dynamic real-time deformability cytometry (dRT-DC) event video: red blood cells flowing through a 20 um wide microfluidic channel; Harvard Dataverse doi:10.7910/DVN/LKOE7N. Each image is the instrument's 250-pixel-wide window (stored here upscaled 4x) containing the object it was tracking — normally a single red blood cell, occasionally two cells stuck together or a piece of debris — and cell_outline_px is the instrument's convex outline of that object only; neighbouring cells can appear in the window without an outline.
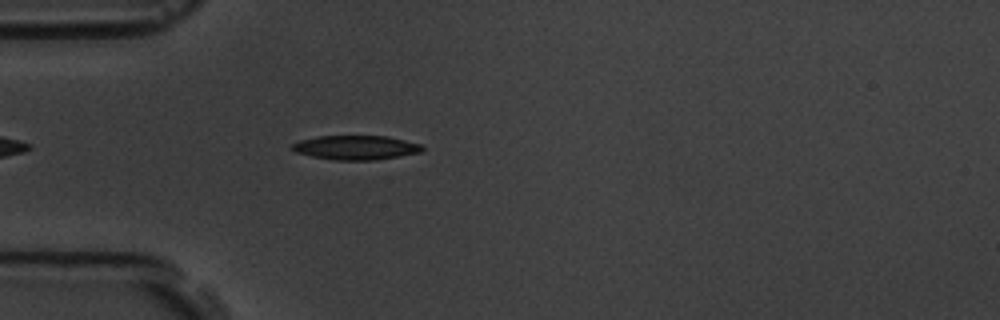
{"species": "common noctule bat (a hibernating species)", "species_latin": "Nyctalus noctula", "temperature_condition": "room temperature", "stored_images_in_passage": 41, "camera_frame_rate_fps": 3000, "um_per_image_px": 0.085, "animal": {"sex": "male", "body_mass_g": 19.5, "forearm_length_mm": 54.6}, "frame": {"image": 1, "passage_image": 7, "time_ms": 2.0, "image_size_px": [1000, 320], "cell_outline_px": [[424, 148], [420, 152], [400, 156], [376, 160], [336, 160], [312, 156], [296, 152], [288, 148], [292, 144], [300, 140], [316, 136], [388, 136], [420, 144]], "centroid_in_image_um": [30.22, 12.54], "position_along_channel_um": 54.8, "area_um2": 18.38}}
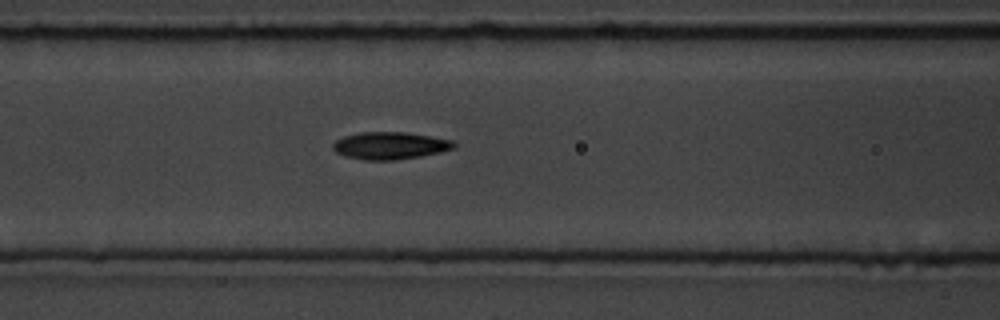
{"frame": {"image": 2, "passage_image": 14, "time_ms": 4.333, "image_size_px": [1000, 320], "cell_outline_px": [[456, 148], [440, 152], [420, 156], [392, 160], [364, 160], [344, 156], [336, 152], [332, 148], [332, 144], [336, 140], [344, 136], [360, 132], [404, 132], [452, 140], [456, 144]], "centroid_in_image_um": [33.13, 12.38], "position_along_channel_um": 133.5, "area_um2": 19.19}}
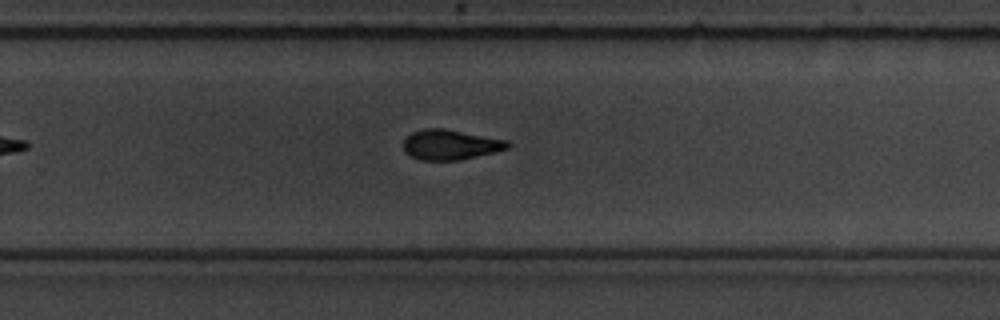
{"frame": {"image": 3, "passage_image": 27, "time_ms": 8.667, "image_size_px": [1000, 320], "cell_outline_px": [[512, 144], [508, 148], [496, 152], [460, 160], [420, 160], [404, 152], [404, 140], [412, 132], [424, 128], [444, 128], [508, 140]], "centroid_in_image_um": [38.31, 12.29], "position_along_channel_um": 291.5, "area_um2": 18.38}, "authors_computed_cell_mechanics": {"area_um2": 18.5538, "velocity_mm_per_s": 3.6595, "shape_relaxation_time_tau1_ms": 4.9647, "shape_relaxation_time_tau2_ms": 2.75, "deformation_change_tau1": 0.1499, "deformation_change_tau2": 0.0979}}